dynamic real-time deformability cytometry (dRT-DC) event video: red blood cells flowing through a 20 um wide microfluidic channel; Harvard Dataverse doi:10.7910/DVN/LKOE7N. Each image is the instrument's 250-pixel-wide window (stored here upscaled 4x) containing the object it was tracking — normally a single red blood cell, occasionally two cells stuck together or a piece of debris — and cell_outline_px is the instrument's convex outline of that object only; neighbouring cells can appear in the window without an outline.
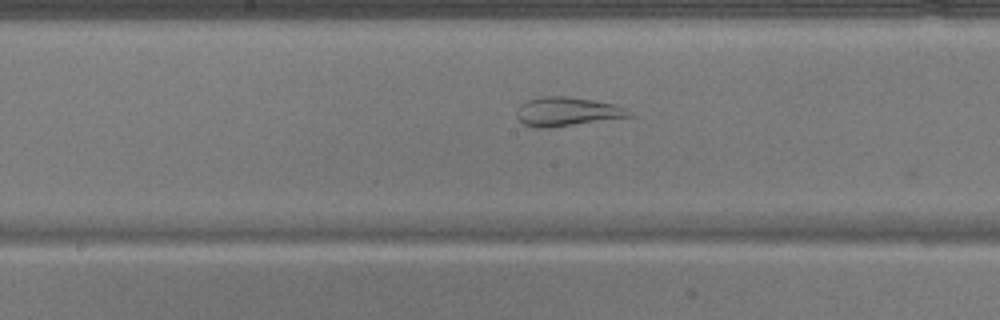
{"species": "common noctule bat (a hibernating species)", "species_latin": "Nyctalus noctula", "temperature_condition": "warm", "stored_images_in_passage": 31, "camera_frame_rate_fps": 3000, "um_per_image_px": 0.085, "animal": {"sex": "male", "body_mass_g": 17.9}, "frame": {"image": 1, "passage_image": 10, "time_ms": 3.0, "image_size_px": [1000, 320], "cell_outline_px": [[632, 116], [552, 128], [536, 128], [524, 124], [516, 116], [516, 112], [520, 104], [528, 100], [540, 96], [568, 96], [616, 104], [632, 112]], "centroid_in_image_um": [48.18, 9.49], "position_along_channel_um": 200.0, "area_um2": 19.07}}
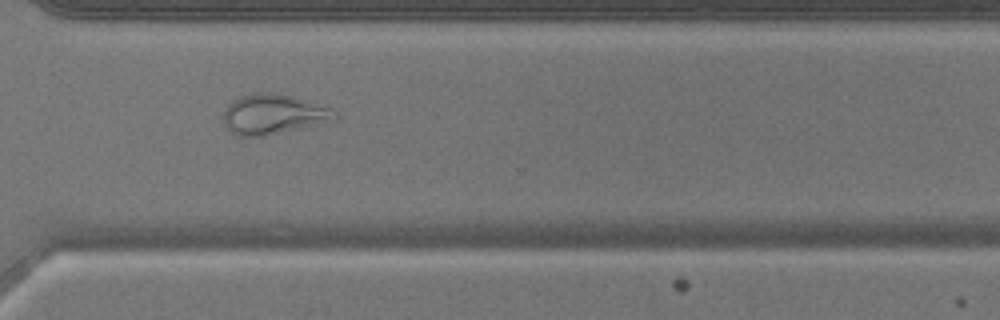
{"frame": {"image": 2, "passage_image": 21, "time_ms": 6.667, "image_size_px": [1000, 320], "cell_outline_px": [[340, 116], [336, 120], [264, 136], [240, 136], [232, 132], [224, 124], [224, 112], [228, 104], [232, 100], [240, 96], [252, 92], [272, 92], [292, 96], [308, 100], [336, 108]], "centroid_in_image_um": [23.3, 9.69], "position_along_channel_um": 347.3, "area_um2": 26.36}}
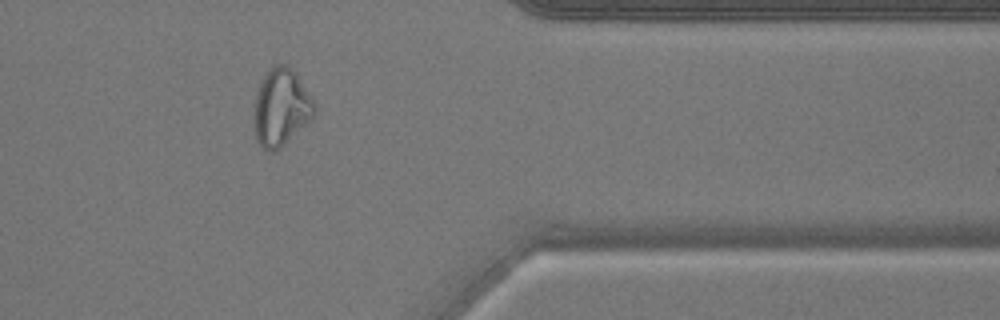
{"frame": {"image": 3, "passage_image": 25, "time_ms": 8.0, "image_size_px": [1000, 320], "cell_outline_px": [[316, 112], [312, 120], [276, 152], [268, 152], [256, 140], [252, 116], [256, 92], [264, 72], [272, 64], [288, 64], [296, 72], [316, 104]], "centroid_in_image_um": [23.88, 9.11], "position_along_channel_um": 387.5, "area_um2": 28.15}}